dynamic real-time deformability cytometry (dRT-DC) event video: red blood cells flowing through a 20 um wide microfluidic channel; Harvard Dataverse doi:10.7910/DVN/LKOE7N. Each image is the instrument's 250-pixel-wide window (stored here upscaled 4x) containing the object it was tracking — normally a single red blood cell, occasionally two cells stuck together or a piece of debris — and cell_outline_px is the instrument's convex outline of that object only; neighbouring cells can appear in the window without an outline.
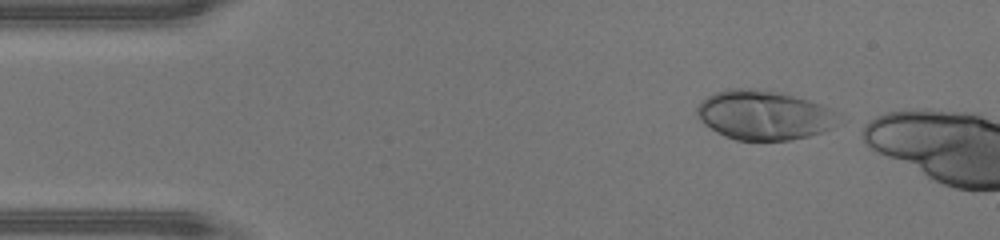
{"species": "human", "species_latin": "Homo sapiens", "temperature_condition": "warm", "stored_images_in_passage": 4, "camera_frame_rate_fps": 3000, "um_per_image_px": 0.085, "donor": {"sex": "male"}, "frame": {"image": 1, "passage_image": 1, "time_ms": 0.0, "image_size_px": [1000, 240], "cell_outline_px": [[832, 128], [808, 136], [792, 140], [736, 140], [724, 136], [716, 132], [704, 124], [696, 116], [696, 108], [708, 96], [716, 92], [728, 88], [748, 88], [772, 92], [792, 96], [808, 100], [832, 108]], "centroid_in_image_um": [64.83, 9.8], "position_along_channel_um": 20.2, "area_um2": 39.88}}